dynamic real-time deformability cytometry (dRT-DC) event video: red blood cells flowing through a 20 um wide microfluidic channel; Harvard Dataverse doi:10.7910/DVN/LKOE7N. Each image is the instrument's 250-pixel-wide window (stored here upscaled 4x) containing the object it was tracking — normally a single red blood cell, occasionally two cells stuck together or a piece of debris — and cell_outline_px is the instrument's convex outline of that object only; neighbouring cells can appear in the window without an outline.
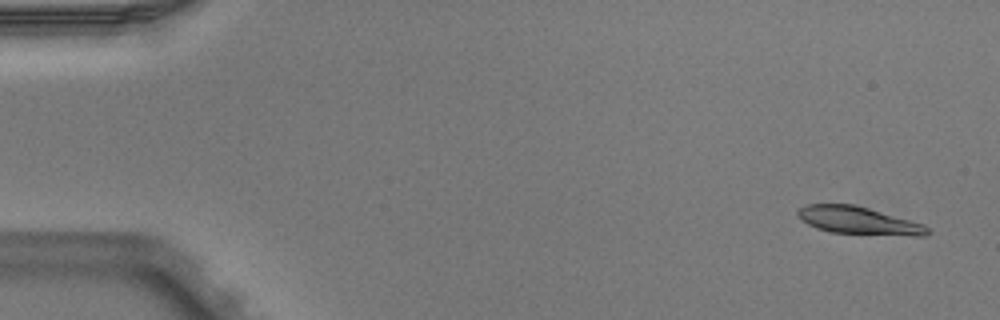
{"species": "Egyptian fruit bat (a non-hibernating species)", "species_latin": "Rousettus aegyptiacus", "temperature_condition": "warm", "stored_images_in_passage": 5, "camera_frame_rate_fps": 3000, "um_per_image_px": 0.085, "animal": {"sex": "male"}, "frame": {"image": 1, "passage_image": 1, "time_ms": 0.0, "image_size_px": [1000, 320], "cell_outline_px": [[928, 232], [924, 236], [912, 236], [832, 232], [816, 228], [800, 220], [796, 212], [800, 208], [808, 204], [852, 204], [868, 208], [924, 224], [928, 228]], "centroid_in_image_um": [72.95, 18.75], "position_along_channel_um": 12.1, "area_um2": 20.63}}